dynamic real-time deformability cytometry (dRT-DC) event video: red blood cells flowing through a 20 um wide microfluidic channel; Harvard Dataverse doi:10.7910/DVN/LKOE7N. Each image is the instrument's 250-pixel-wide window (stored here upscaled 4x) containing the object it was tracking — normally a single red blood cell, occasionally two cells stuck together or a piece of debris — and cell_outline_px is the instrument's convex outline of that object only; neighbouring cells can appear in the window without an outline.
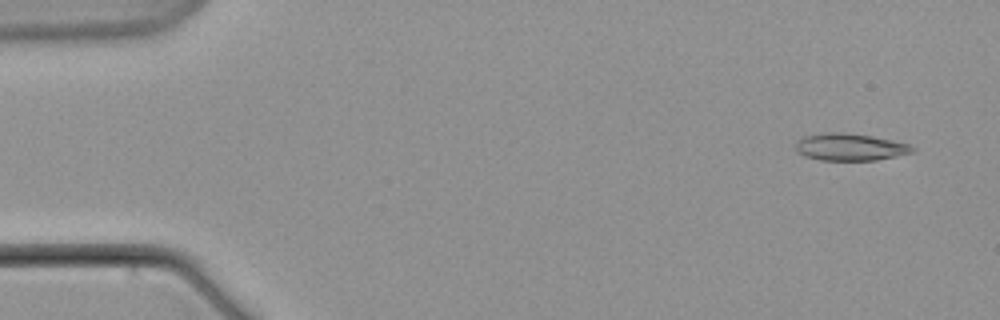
{"species": "common noctule bat (a hibernating species)", "species_latin": "Nyctalus noctula", "temperature_condition": "warm", "stored_images_in_passage": 4, "camera_frame_rate_fps": 3000, "um_per_image_px": 0.085, "animal": {"sex": "male", "body_mass_g": 21.5, "forearm_length_mm": 52.0}, "frame": {"image": 1, "passage_image": 2, "time_ms": 1.333, "image_size_px": [1000, 320], "cell_outline_px": [[916, 148], [912, 152], [896, 156], [876, 160], [820, 160], [804, 156], [796, 152], [796, 140], [804, 136], [824, 132], [844, 132], [872, 136], [892, 140], [908, 144]], "centroid_in_image_um": [72.21, 12.49], "position_along_channel_um": 12.8, "area_um2": 18.55}}
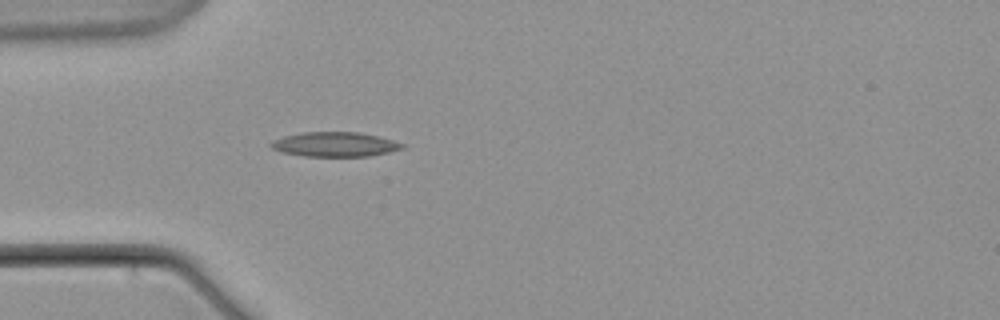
{"frame": {"image": 2, "passage_image": 4, "time_ms": 7.0, "image_size_px": [1000, 320], "cell_outline_px": [[404, 148], [388, 152], [368, 156], [304, 156], [280, 152], [272, 148], [268, 144], [272, 140], [284, 136], [304, 132], [360, 132], [392, 140], [404, 144]], "centroid_in_image_um": [28.42, 12.27], "position_along_channel_um": 56.6, "area_um2": 18.73}}